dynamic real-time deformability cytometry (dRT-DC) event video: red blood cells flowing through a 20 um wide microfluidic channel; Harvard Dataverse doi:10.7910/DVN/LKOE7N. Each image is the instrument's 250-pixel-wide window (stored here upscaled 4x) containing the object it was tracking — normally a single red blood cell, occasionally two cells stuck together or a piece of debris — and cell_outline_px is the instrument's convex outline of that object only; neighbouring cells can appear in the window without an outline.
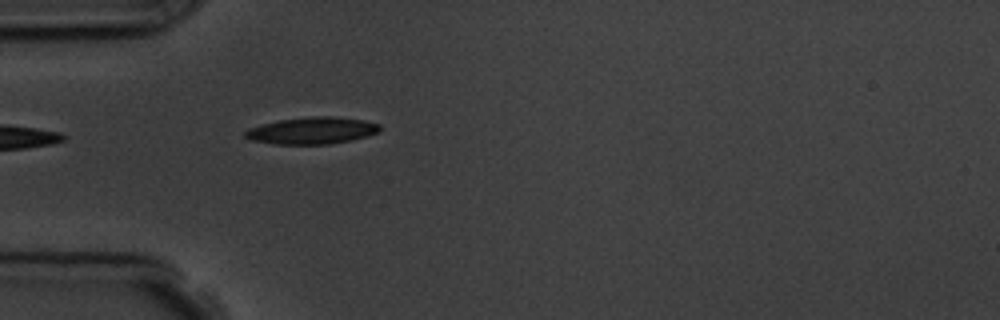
{"species": "common noctule bat (a hibernating species)", "species_latin": "Nyctalus noctula", "temperature_condition": "room temperature", "stored_images_in_passage": 1, "camera_frame_rate_fps": 3000, "um_per_image_px": 0.085, "animal": {"sex": "male", "body_mass_g": 19.5, "forearm_length_mm": 54.6}, "frame": {"image": 1, "passage_image": 1, "time_ms": 0.0, "image_size_px": [1000, 320], "cell_outline_px": [[380, 132], [368, 136], [352, 140], [332, 144], [276, 144], [252, 140], [244, 136], [244, 132], [248, 128], [280, 120], [312, 116], [332, 116], [364, 120], [380, 124]], "centroid_in_image_um": [26.57, 11.1], "position_along_channel_um": 58.4, "area_um2": 21.1}}